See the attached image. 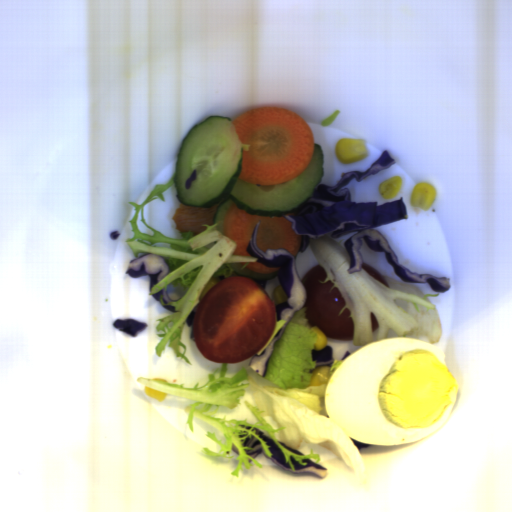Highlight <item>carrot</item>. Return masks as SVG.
I'll use <instances>...</instances> for the list:
<instances>
[{"label": "carrot", "mask_w": 512, "mask_h": 512, "mask_svg": "<svg viewBox=\"0 0 512 512\" xmlns=\"http://www.w3.org/2000/svg\"><path fill=\"white\" fill-rule=\"evenodd\" d=\"M231 122L242 145L238 179L255 185H278L308 167L315 149L313 134L293 110L255 108L243 111Z\"/></svg>", "instance_id": "1"}, {"label": "carrot", "mask_w": 512, "mask_h": 512, "mask_svg": "<svg viewBox=\"0 0 512 512\" xmlns=\"http://www.w3.org/2000/svg\"><path fill=\"white\" fill-rule=\"evenodd\" d=\"M259 221L256 232V244L259 249L266 253L269 249L284 248L294 257L297 255L302 241L301 236L293 228L292 221H288L284 216L250 215L235 204L227 209L222 226V233L236 244L232 255L250 256L247 246Z\"/></svg>", "instance_id": "2"}, {"label": "carrot", "mask_w": 512, "mask_h": 512, "mask_svg": "<svg viewBox=\"0 0 512 512\" xmlns=\"http://www.w3.org/2000/svg\"><path fill=\"white\" fill-rule=\"evenodd\" d=\"M245 268L249 269L250 271L256 272V273H262V274H272L279 270L280 267H269L264 264H261L259 262H249Z\"/></svg>", "instance_id": "3"}]
</instances>
